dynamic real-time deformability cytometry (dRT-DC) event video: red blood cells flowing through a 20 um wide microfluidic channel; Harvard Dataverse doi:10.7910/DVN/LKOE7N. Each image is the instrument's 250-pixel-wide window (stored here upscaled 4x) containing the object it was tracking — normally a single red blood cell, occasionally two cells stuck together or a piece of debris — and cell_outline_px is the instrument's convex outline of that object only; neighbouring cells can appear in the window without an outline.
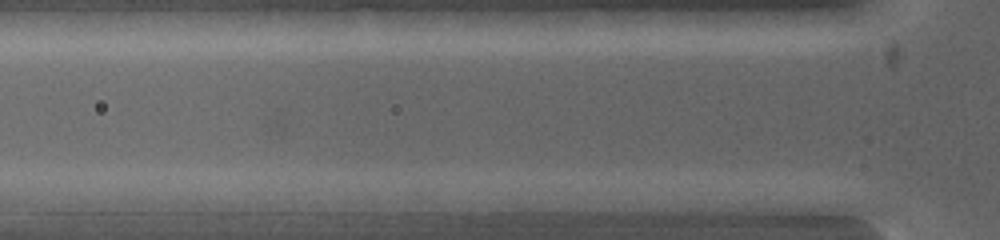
{"species": "common noctule bat (a hibernating species)", "species_latin": "Nyctalus noctula", "temperature_condition": "warm", "stored_images_in_passage": 6, "camera_frame_rate_fps": 5000, "um_per_image_px": 0.085, "animal": {"sex": "female", "body_mass_g": 19.0, "forearm_length_mm": 53.3}, "frame": {"image": 1, "passage_image": 3, "time_ms": 1.4, "image_size_px": [1000, 240], "cell_outline_px": [[596, 200], [576, 212], [500, 212], [496, 200], [536, 192], [576, 192]], "centroid_in_image_um": [46.32, 17.22], "position_along_channel_um": 79.5, "area_um2": 11.68}}